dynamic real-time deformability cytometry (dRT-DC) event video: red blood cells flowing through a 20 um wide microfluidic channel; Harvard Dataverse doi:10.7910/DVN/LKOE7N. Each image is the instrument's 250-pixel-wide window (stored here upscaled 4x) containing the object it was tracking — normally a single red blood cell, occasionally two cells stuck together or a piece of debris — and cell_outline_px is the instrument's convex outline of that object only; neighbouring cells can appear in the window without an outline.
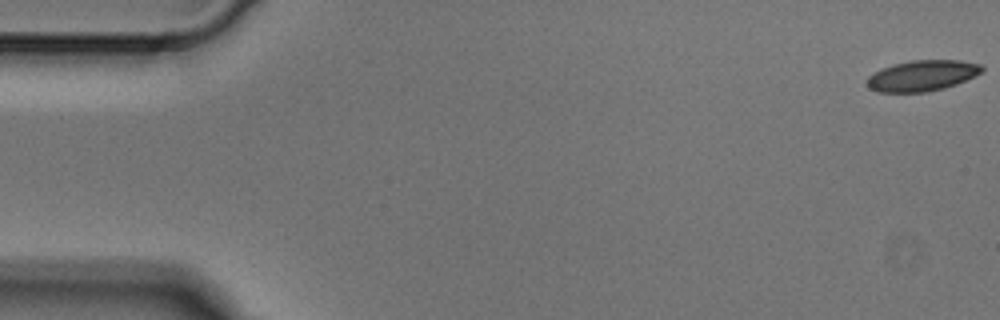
{"species": "Egyptian fruit bat (a non-hibernating species)", "species_latin": "Rousettus aegyptiacus", "temperature_condition": "cold", "stored_images_in_passage": 4, "camera_frame_rate_fps": 3000, "um_per_image_px": 0.085, "animal": {"sex": "male"}, "frame": {"image": 1, "passage_image": 1, "time_ms": 0.0, "image_size_px": [1000, 320], "cell_outline_px": [[984, 68], [976, 76], [956, 84], [944, 88], [928, 92], [876, 92], [868, 88], [868, 76], [884, 68], [896, 64], [912, 60], [960, 60], [980, 64]], "centroid_in_image_um": [78.41, 6.44], "position_along_channel_um": 6.6, "area_um2": 20.46}}
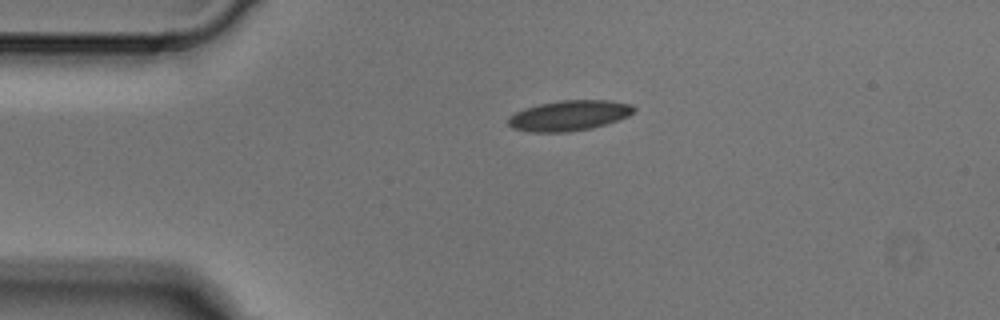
{"frame": {"image": 2, "passage_image": 4, "time_ms": 1.0, "image_size_px": [1000, 320], "cell_outline_px": [[636, 108], [628, 116], [592, 128], [568, 132], [528, 132], [512, 128], [508, 124], [508, 116], [524, 108], [540, 104], [560, 100], [608, 100], [632, 104]], "centroid_in_image_um": [48.34, 9.82], "position_along_channel_um": 36.7, "area_um2": 22.2}}